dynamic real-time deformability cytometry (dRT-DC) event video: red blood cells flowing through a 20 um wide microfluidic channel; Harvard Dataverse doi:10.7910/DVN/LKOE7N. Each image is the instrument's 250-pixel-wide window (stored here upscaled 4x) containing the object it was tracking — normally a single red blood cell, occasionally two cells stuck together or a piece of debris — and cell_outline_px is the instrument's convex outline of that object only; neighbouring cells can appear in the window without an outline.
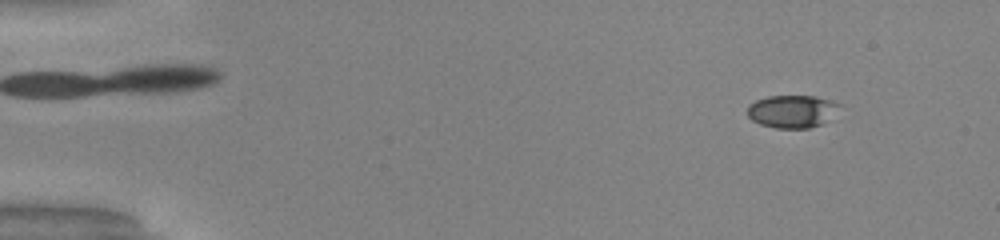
{"species": "common noctule bat (a hibernating species)", "species_latin": "Nyctalus noctula", "temperature_condition": "warm", "stored_images_in_passage": 48, "camera_frame_rate_fps": 3000, "um_per_image_px": 0.085, "animal": {"sex": "male", "body_mass_g": 20.0, "forearm_length_mm": 53.3}, "frame": {"image": 1, "passage_image": 3, "time_ms": 0.667, "image_size_px": [1000, 240], "cell_outline_px": [[844, 104], [824, 124], [808, 128], [776, 128], [760, 124], [752, 120], [748, 116], [748, 104], [756, 100], [768, 96], [816, 96], [832, 100]], "centroid_in_image_um": [67.37, 9.46], "position_along_channel_um": 17.6, "area_um2": 17.8}}
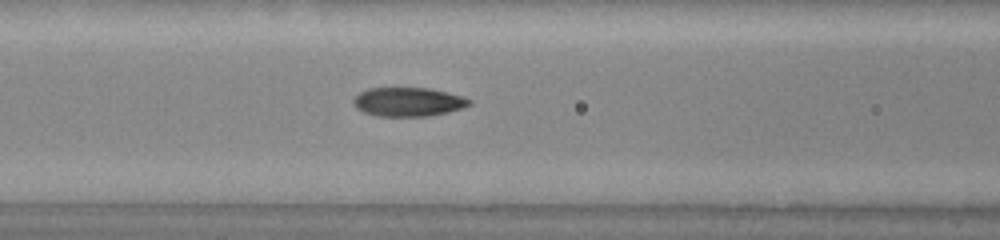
{"frame": {"image": 2, "passage_image": 20, "time_ms": 6.333, "image_size_px": [1000, 240], "cell_outline_px": [[472, 104], [464, 108], [448, 112], [428, 116], [376, 116], [364, 112], [356, 108], [352, 100], [360, 92], [368, 88], [428, 88], [448, 92], [464, 96], [472, 100]], "centroid_in_image_um": [34.73, 8.66], "position_along_channel_um": 131.9, "area_um2": 19.71}}
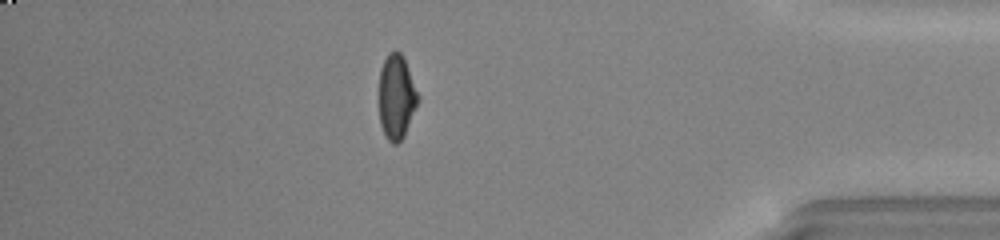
{"frame": {"image": 3, "passage_image": 42, "time_ms": 13.667, "image_size_px": [1000, 240], "cell_outline_px": [[420, 100], [404, 136], [396, 144], [392, 144], [384, 136], [380, 124], [380, 68], [388, 52], [396, 48], [404, 56], [420, 96]], "centroid_in_image_um": [33.72, 8.21], "position_along_channel_um": 401.5, "area_um2": 19.59}, "authors_computed_cell_mechanics": {"area_um2": 19.5653, "velocity_mm_per_s": 4.15, "shape_relaxation_time_tau1_ms": 6.206, "shape_relaxation_time_tau2_ms": 1.2319, "deformation_change_tau1": 0.2324, "deformation_change_tau2": 0.0639}}